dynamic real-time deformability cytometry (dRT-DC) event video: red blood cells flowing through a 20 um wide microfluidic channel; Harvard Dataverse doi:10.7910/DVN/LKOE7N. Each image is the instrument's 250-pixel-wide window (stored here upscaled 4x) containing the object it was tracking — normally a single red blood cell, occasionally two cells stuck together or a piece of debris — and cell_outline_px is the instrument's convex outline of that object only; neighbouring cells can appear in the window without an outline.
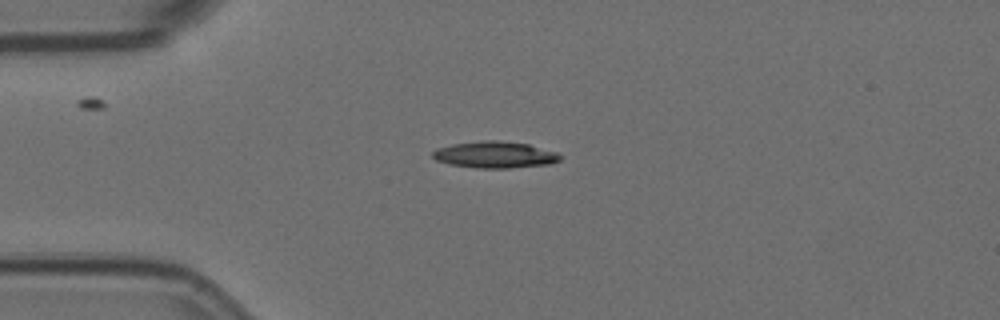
{"species": "Egyptian fruit bat (a non-hibernating species)", "species_latin": "Rousettus aegyptiacus", "temperature_condition": "room temperature", "stored_images_in_passage": 4, "camera_frame_rate_fps": 3000, "um_per_image_px": 0.085, "animal": {"sex": "female"}, "frame": {"image": 1, "passage_image": 2, "time_ms": 0.333, "image_size_px": [1000, 320], "cell_outline_px": [[564, 156], [560, 160], [552, 164], [508, 168], [476, 168], [448, 164], [436, 160], [432, 156], [432, 152], [436, 148], [452, 144], [484, 140], [496, 140], [528, 144], [556, 152]], "centroid_in_image_um": [42.07, 13.16], "position_along_channel_um": 42.9, "area_um2": 19.88}}
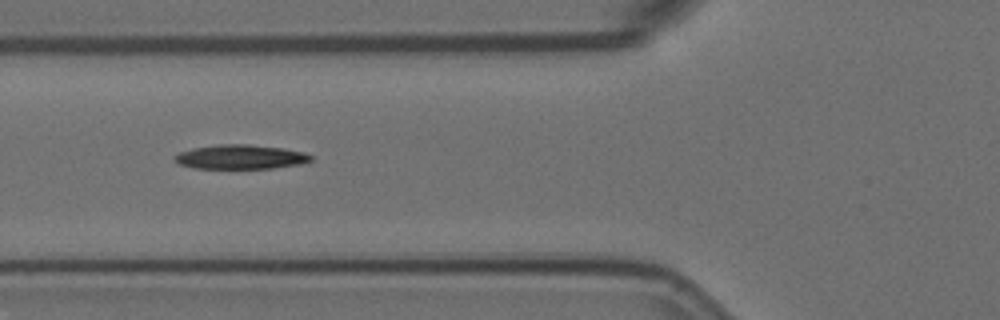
{"frame": {"image": 2, "passage_image": 4, "time_ms": 1.0, "image_size_px": [1000, 320], "cell_outline_px": [[312, 160], [300, 164], [272, 168], [196, 168], [180, 164], [172, 160], [172, 156], [180, 152], [192, 148], [220, 144], [248, 144], [284, 148], [304, 152], [312, 156]], "centroid_in_image_um": [20.43, 13.33], "position_along_channel_um": 105.4, "area_um2": 19.31}}